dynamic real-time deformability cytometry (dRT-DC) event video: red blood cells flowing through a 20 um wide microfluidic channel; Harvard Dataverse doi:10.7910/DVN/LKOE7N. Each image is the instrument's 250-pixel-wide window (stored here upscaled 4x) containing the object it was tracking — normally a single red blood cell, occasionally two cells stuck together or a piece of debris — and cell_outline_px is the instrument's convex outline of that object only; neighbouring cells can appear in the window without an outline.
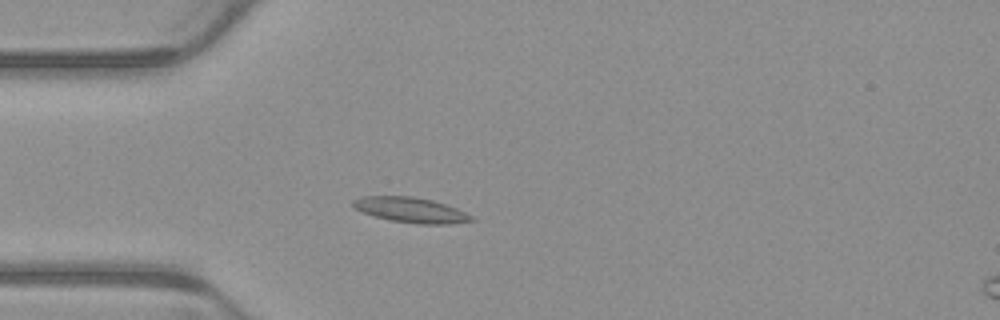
{"species": "common noctule bat (a hibernating species)", "species_latin": "Nyctalus noctula", "temperature_condition": "warm", "stored_images_in_passage": 4, "camera_frame_rate_fps": 3000, "um_per_image_px": 0.085, "animal": {"sex": "male", "body_mass_g": 23.1, "forearm_length_mm": 52.7}, "frame": {"image": 1, "passage_image": 4, "time_ms": 1.0, "image_size_px": [1000, 320], "cell_outline_px": [[476, 220], [448, 224], [420, 224], [392, 220], [376, 216], [352, 208], [352, 200], [360, 196], [412, 196], [432, 200], [456, 208], [472, 216]], "centroid_in_image_um": [34.89, 17.84], "position_along_channel_um": 50.1, "area_um2": 17.22}}